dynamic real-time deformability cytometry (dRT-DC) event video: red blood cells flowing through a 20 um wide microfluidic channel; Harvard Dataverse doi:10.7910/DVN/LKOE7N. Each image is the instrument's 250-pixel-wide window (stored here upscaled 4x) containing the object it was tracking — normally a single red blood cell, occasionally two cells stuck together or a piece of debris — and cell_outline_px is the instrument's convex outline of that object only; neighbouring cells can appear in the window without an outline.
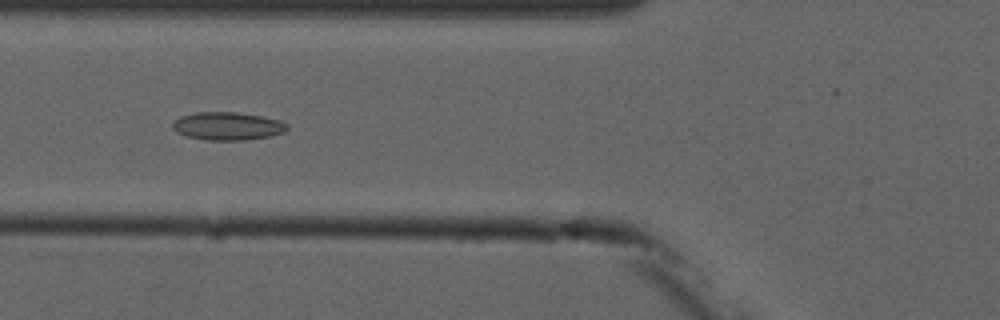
{"species": "common noctule bat (a hibernating species)", "species_latin": "Nyctalus noctula", "temperature_condition": "cold", "stored_images_in_passage": 10, "camera_frame_rate_fps": 3000, "um_per_image_px": 0.085, "animal": {"sex": "male", "forearm_length_mm": 52.5}, "frame": {"image": 1, "passage_image": 6, "time_ms": 6.0, "image_size_px": [1000, 320], "cell_outline_px": [[288, 128], [284, 132], [268, 136], [248, 140], [204, 140], [188, 136], [176, 132], [172, 128], [172, 124], [180, 116], [196, 112], [236, 112], [260, 116], [280, 120], [288, 124]], "centroid_in_image_um": [19.34, 10.72], "position_along_channel_um": 106.5, "area_um2": 18.67}}
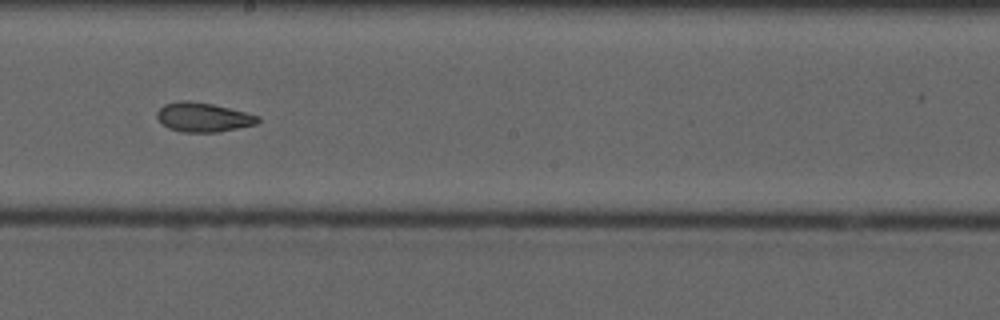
{"frame": {"image": 2, "passage_image": 9, "time_ms": 9.333, "image_size_px": [1000, 320], "cell_outline_px": [[260, 120], [256, 124], [216, 132], [184, 132], [168, 128], [156, 116], [156, 112], [164, 104], [180, 100], [188, 100], [212, 104], [260, 116]], "centroid_in_image_um": [17.25, 9.95], "position_along_channel_um": 231.0, "area_um2": 16.99}}
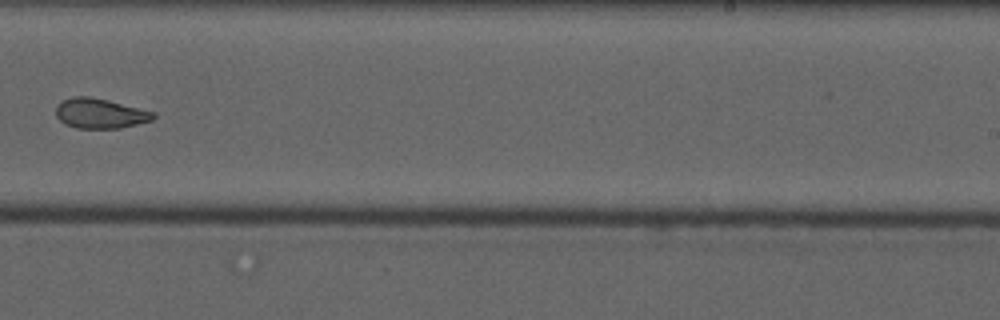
{"frame": {"image": 3, "passage_image": 10, "time_ms": 10.667, "image_size_px": [1000, 320], "cell_outline_px": [[156, 116], [152, 120], [120, 128], [76, 128], [64, 124], [56, 116], [56, 108], [64, 100], [72, 96], [88, 96], [108, 100], [156, 112]], "centroid_in_image_um": [8.52, 9.64], "position_along_channel_um": 280.5, "area_um2": 16.94}}